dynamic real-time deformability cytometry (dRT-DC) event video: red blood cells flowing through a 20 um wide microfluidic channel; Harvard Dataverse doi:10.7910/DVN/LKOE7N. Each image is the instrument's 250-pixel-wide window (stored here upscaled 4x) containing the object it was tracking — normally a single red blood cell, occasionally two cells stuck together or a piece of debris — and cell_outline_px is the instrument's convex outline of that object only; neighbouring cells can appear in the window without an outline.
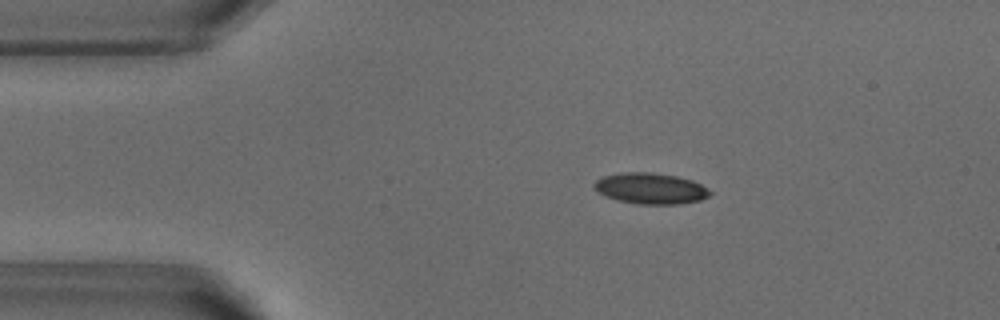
{"species": "common noctule bat (a hibernating species)", "species_latin": "Nyctalus noctula", "temperature_condition": "warm", "stored_images_in_passage": 52, "camera_frame_rate_fps": 3000, "um_per_image_px": 0.085, "animal": {"sex": "male", "body_mass_g": 18.8}, "frame": {"image": 1, "passage_image": 9, "time_ms": 2.667, "image_size_px": [1000, 320], "cell_outline_px": [[712, 192], [708, 196], [700, 200], [680, 204], [640, 204], [620, 200], [604, 196], [596, 192], [592, 188], [592, 184], [596, 180], [604, 176], [624, 172], [648, 172], [676, 176], [692, 180], [708, 188]], "centroid_in_image_um": [55.27, 16.02], "position_along_channel_um": 29.7, "area_um2": 20.92}}
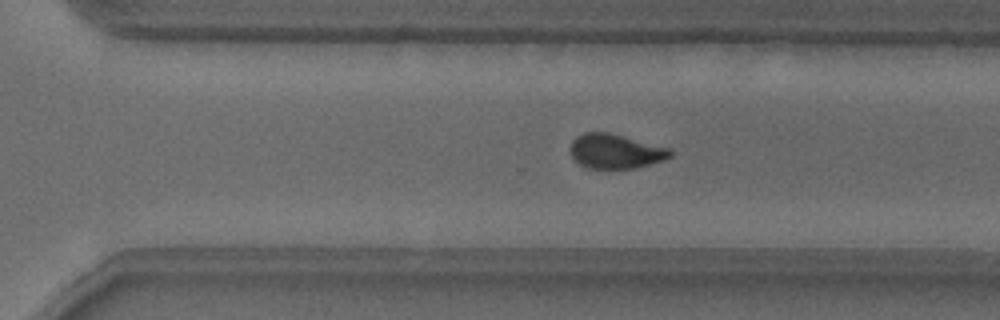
{"frame": {"image": 2, "passage_image": 35, "time_ms": 11.333, "image_size_px": [1000, 320], "cell_outline_px": [[672, 156], [664, 160], [636, 168], [588, 168], [580, 164], [572, 156], [568, 148], [572, 140], [576, 136], [584, 132], [608, 132], [668, 148], [672, 152]], "centroid_in_image_um": [52.27, 12.85], "position_along_channel_um": 318.3, "area_um2": 20.0}}
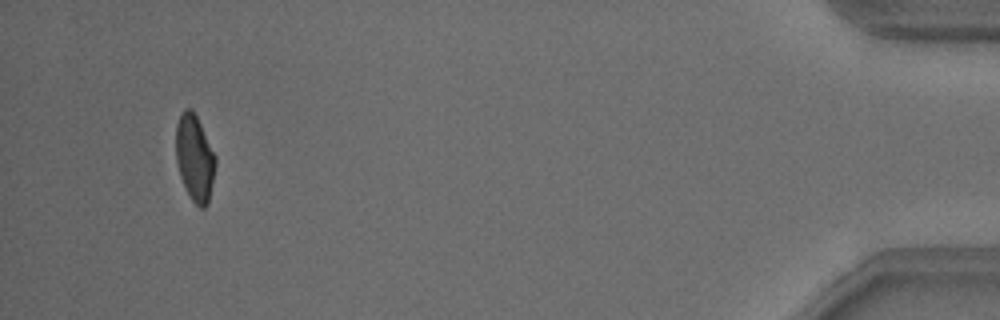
{"frame": {"image": 3, "passage_image": 49, "time_ms": 16.0, "image_size_px": [1000, 320], "cell_outline_px": [[216, 164], [208, 204], [204, 208], [200, 208], [192, 200], [180, 176], [176, 160], [176, 124], [184, 108], [192, 108], [216, 156]], "centroid_in_image_um": [16.55, 13.42], "position_along_channel_um": 418.7, "area_um2": 19.71}, "authors_computed_cell_mechanics": {"area_um2": 20.7213, "velocity_mm_per_s": 3.8288, "shape_relaxation_time_tau1_ms": 3.5563, "shape_relaxation_time_tau2_ms": 1.1218, "deformation_change_tau1": 0.1246, "deformation_change_tau2": 0.0655}}